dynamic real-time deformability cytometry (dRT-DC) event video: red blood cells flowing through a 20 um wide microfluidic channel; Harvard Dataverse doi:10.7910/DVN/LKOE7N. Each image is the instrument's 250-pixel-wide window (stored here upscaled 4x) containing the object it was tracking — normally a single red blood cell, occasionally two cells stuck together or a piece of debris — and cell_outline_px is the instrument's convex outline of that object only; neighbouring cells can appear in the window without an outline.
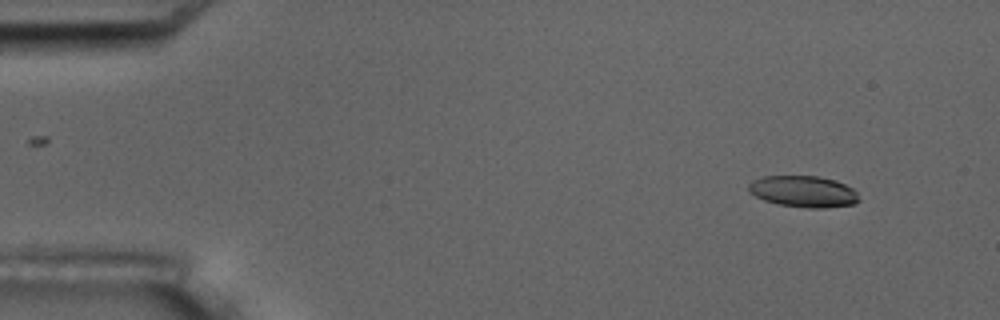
{"species": "common noctule bat (a hibernating species)", "species_latin": "Nyctalus noctula", "temperature_condition": "room temperature", "stored_images_in_passage": 4, "camera_frame_rate_fps": 3000, "um_per_image_px": 0.085, "animal": {"sex": "male", "body_mass_g": 17.5, "forearm_length_mm": 52.3}, "frame": {"image": 1, "passage_image": 1, "time_ms": 0.0, "image_size_px": [1000, 320], "cell_outline_px": [[860, 200], [856, 204], [824, 208], [808, 208], [776, 204], [764, 200], [748, 192], [748, 184], [752, 180], [764, 176], [816, 176], [836, 180], [852, 188], [856, 192]], "centroid_in_image_um": [68.28, 16.28], "position_along_channel_um": 16.7, "area_um2": 20.35}}
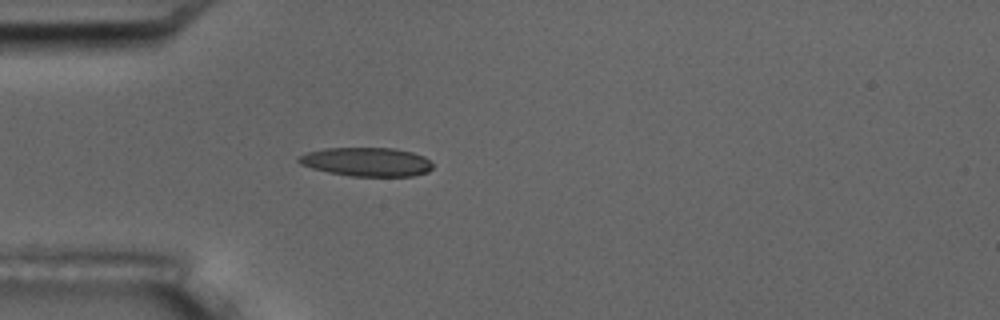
{"frame": {"image": 2, "passage_image": 4, "time_ms": 3.667, "image_size_px": [1000, 320], "cell_outline_px": [[432, 168], [428, 172], [412, 176], [352, 176], [328, 172], [312, 168], [300, 164], [296, 160], [296, 156], [308, 152], [324, 148], [392, 148], [412, 152], [424, 156], [432, 164]], "centroid_in_image_um": [31.14, 13.75], "position_along_channel_um": 53.9, "area_um2": 22.54}}